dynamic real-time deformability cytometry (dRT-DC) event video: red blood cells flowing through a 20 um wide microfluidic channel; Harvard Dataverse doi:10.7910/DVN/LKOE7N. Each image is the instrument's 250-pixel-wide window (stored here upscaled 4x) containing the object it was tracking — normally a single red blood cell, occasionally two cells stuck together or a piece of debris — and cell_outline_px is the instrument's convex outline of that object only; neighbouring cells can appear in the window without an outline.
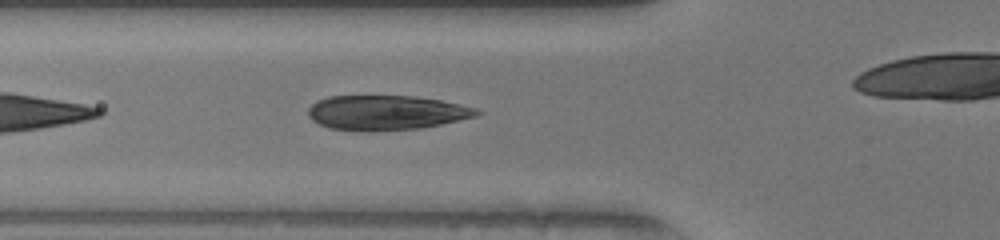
{"species": "human", "species_latin": "Homo sapiens", "temperature_condition": "warm", "stored_images_in_passage": 30, "camera_frame_rate_fps": 3000, "um_per_image_px": 0.085, "donor": {"sex": "female"}, "frame": {"image": 1, "passage_image": 4, "time_ms": 1.0, "image_size_px": [1000, 240], "cell_outline_px": [[484, 112], [476, 116], [440, 124], [420, 128], [364, 132], [328, 128], [312, 120], [308, 116], [308, 108], [316, 100], [328, 96], [412, 96], [440, 100], [460, 104], [476, 108]], "centroid_in_image_um": [32.8, 9.58], "position_along_channel_um": 93.0, "area_um2": 34.22}}
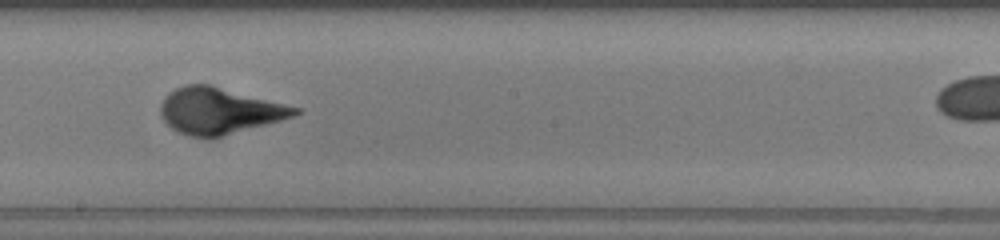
{"frame": {"image": 2, "passage_image": 14, "time_ms": 4.333, "image_size_px": [1000, 240], "cell_outline_px": [[300, 112], [292, 116], [280, 120], [208, 140], [192, 136], [180, 132], [172, 128], [164, 120], [160, 112], [160, 104], [164, 96], [168, 92], [184, 84], [212, 84], [300, 108]], "centroid_in_image_um": [18.59, 9.41], "position_along_channel_um": 229.6, "area_um2": 36.24}}
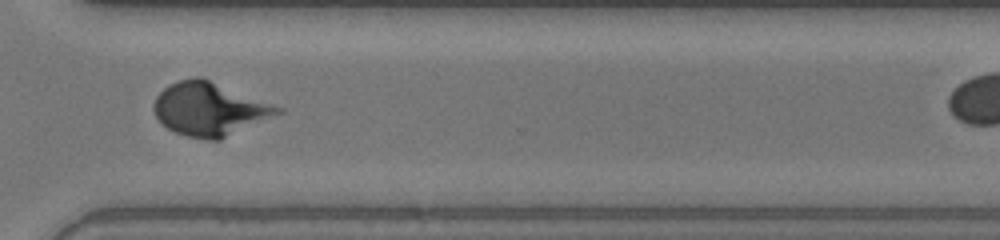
{"frame": {"image": 3, "passage_image": 23, "time_ms": 7.333, "image_size_px": [1000, 240], "cell_outline_px": [[284, 112], [220, 140], [208, 140], [188, 136], [176, 132], [168, 128], [156, 116], [152, 108], [152, 104], [156, 96], [168, 84], [180, 80], [196, 76], [200, 76], [284, 108]], "centroid_in_image_um": [17.82, 9.26], "position_along_channel_um": 352.8, "area_um2": 38.44}, "authors_computed_cell_mechanics": {"area_um2": 35.7782, "velocity_mm_per_s": 4.1035, "shape_relaxation_time_tau1_ms": 3.3431, "shape_relaxation_time_tau2_ms": null, "deformation_change_tau1": 0.2465, "deformation_change_tau2": null}}